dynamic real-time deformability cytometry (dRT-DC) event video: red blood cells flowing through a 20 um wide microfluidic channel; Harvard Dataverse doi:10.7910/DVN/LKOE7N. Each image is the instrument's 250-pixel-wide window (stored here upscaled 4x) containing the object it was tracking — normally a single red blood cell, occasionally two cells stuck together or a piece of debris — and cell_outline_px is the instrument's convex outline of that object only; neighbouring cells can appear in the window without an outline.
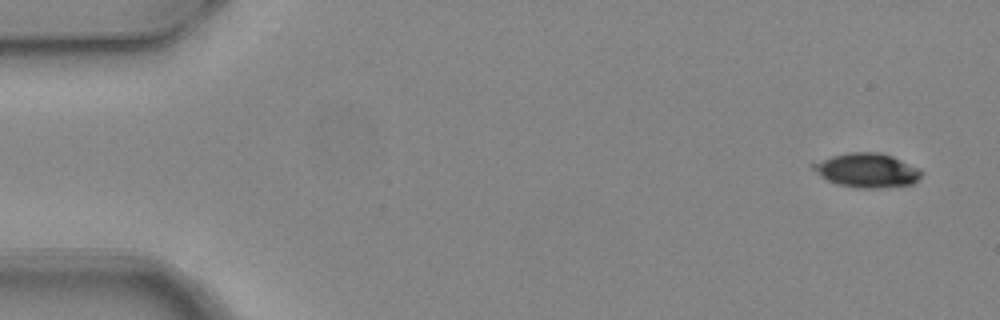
{"species": "common noctule bat (a hibernating species)", "species_latin": "Nyctalus noctula", "temperature_condition": "warm", "stored_images_in_passage": 5, "camera_frame_rate_fps": 3000, "um_per_image_px": 0.085, "animal": {"sex": "female", "body_mass_g": 24.6, "forearm_length_mm": 56.2}, "frame": {"image": 1, "passage_image": 1, "time_ms": 0.0, "image_size_px": [1000, 320], "cell_outline_px": [[924, 172], [912, 184], [880, 188], [856, 188], [836, 184], [820, 176], [808, 164], [832, 156], [848, 152], [880, 152], [892, 156], [920, 168]], "centroid_in_image_um": [73.67, 14.47], "position_along_channel_um": 11.3, "area_um2": 21.73}}
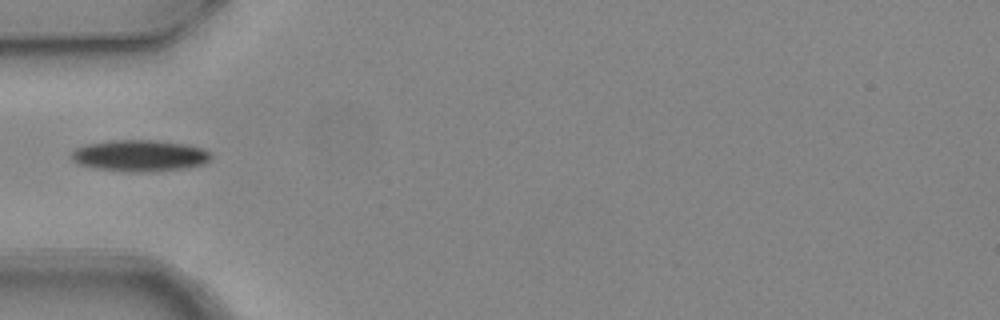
{"frame": {"image": 2, "passage_image": 4, "time_ms": 1.0, "image_size_px": [1000, 320], "cell_outline_px": [[212, 156], [204, 164], [184, 168], [156, 172], [128, 172], [92, 168], [80, 164], [72, 160], [68, 156], [76, 148], [88, 144], [112, 140], [156, 140], [188, 144], [212, 152]], "centroid_in_image_um": [11.88, 13.24], "position_along_channel_um": 73.1, "area_um2": 25.89}}
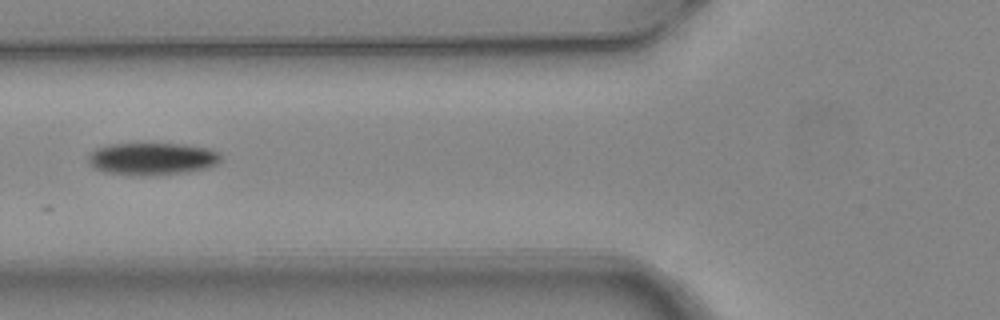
{"frame": {"image": 3, "passage_image": 5, "time_ms": 1.333, "image_size_px": [1000, 320], "cell_outline_px": [[220, 160], [216, 164], [208, 168], [188, 172], [148, 176], [140, 176], [104, 172], [88, 164], [88, 156], [96, 148], [108, 144], [188, 144], [208, 148], [220, 152]], "centroid_in_image_um": [12.95, 13.5], "position_along_channel_um": 112.9, "area_um2": 25.2}}